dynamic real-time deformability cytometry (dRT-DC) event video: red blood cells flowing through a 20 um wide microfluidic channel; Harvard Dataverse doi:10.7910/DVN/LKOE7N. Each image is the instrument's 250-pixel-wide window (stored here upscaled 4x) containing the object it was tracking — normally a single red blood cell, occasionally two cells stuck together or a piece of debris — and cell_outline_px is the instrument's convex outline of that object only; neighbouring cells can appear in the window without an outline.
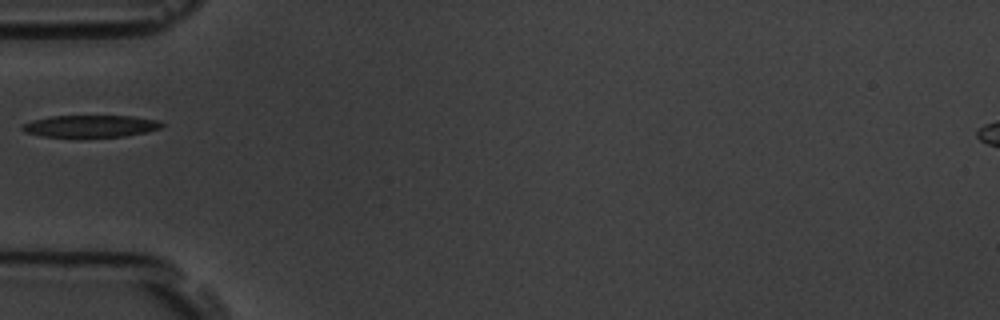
{"species": "common noctule bat (a hibernating species)", "species_latin": "Nyctalus noctula", "temperature_condition": "room temperature", "stored_images_in_passage": 2, "camera_frame_rate_fps": 3000, "um_per_image_px": 0.085, "animal": {"sex": "male", "body_mass_g": 19.5, "forearm_length_mm": 54.6}, "frame": {"image": 1, "passage_image": 1, "time_ms": 0.0, "image_size_px": [1000, 320], "cell_outline_px": [[164, 124], [160, 128], [148, 132], [124, 136], [80, 140], [40, 136], [24, 132], [20, 128], [20, 124], [32, 120], [52, 116], [132, 116], [156, 120]], "centroid_in_image_um": [7.6, 10.77], "position_along_channel_um": 77.4, "area_um2": 18.96}}
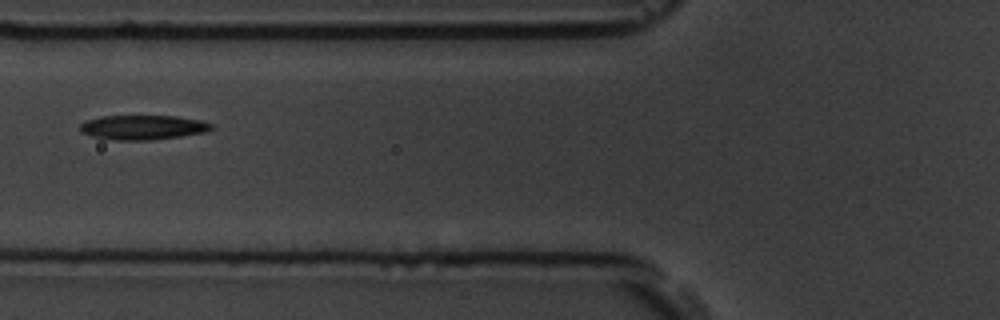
{"frame": {"image": 2, "passage_image": 2, "time_ms": 0.333, "image_size_px": [1000, 320], "cell_outline_px": [[216, 128], [208, 132], [152, 140], [116, 140], [92, 136], [80, 132], [80, 124], [84, 120], [100, 116], [176, 116], [200, 120], [212, 124]], "centroid_in_image_um": [12.16, 10.82], "position_along_channel_um": 113.6, "area_um2": 18.96}}